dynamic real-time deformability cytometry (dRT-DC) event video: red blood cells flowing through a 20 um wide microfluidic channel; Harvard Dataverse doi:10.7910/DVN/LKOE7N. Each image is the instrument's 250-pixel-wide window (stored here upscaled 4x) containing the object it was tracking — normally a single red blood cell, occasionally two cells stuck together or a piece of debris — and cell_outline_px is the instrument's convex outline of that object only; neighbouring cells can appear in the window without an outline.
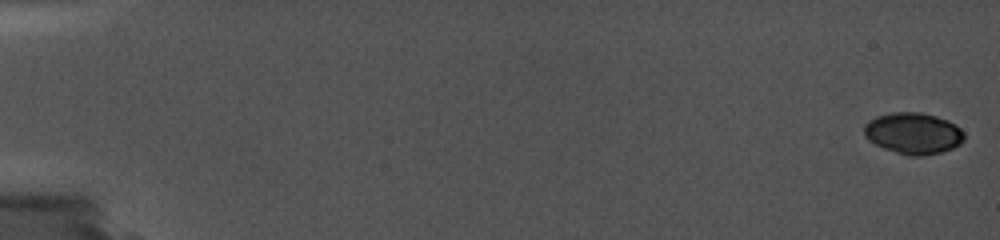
{"species": "common noctule bat (a hibernating species)", "species_latin": "Nyctalus noctula", "temperature_condition": "cold", "stored_images_in_passage": 11, "camera_frame_rate_fps": 5000, "um_per_image_px": 0.085, "animal": {"sex": "female", "body_mass_g": 19.0, "forearm_length_mm": 56.7}, "frame": {"image": 1, "passage_image": 1, "time_ms": 0.0, "image_size_px": [1000, 240], "cell_outline_px": [[964, 140], [960, 144], [952, 148], [940, 152], [924, 156], [908, 156], [884, 148], [868, 140], [864, 136], [864, 124], [868, 120], [876, 116], [892, 112], [920, 112], [936, 116], [948, 120], [956, 124], [964, 132]], "centroid_in_image_um": [77.62, 11.32], "position_along_channel_um": 7.4, "area_um2": 24.33}}
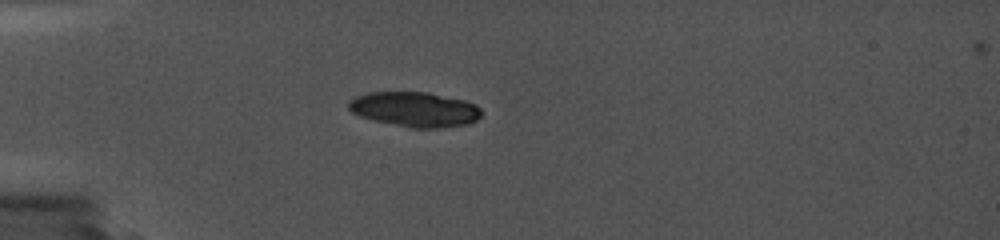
{"frame": {"image": 2, "passage_image": 10, "time_ms": 5.6, "image_size_px": [1000, 240], "cell_outline_px": [[480, 116], [476, 120], [468, 124], [440, 128], [408, 128], [372, 120], [360, 116], [352, 112], [348, 108], [348, 100], [356, 96], [368, 92], [428, 92], [464, 100], [476, 104], [480, 108]], "centroid_in_image_um": [35.23, 9.3], "position_along_channel_um": 49.8, "area_um2": 27.22}}